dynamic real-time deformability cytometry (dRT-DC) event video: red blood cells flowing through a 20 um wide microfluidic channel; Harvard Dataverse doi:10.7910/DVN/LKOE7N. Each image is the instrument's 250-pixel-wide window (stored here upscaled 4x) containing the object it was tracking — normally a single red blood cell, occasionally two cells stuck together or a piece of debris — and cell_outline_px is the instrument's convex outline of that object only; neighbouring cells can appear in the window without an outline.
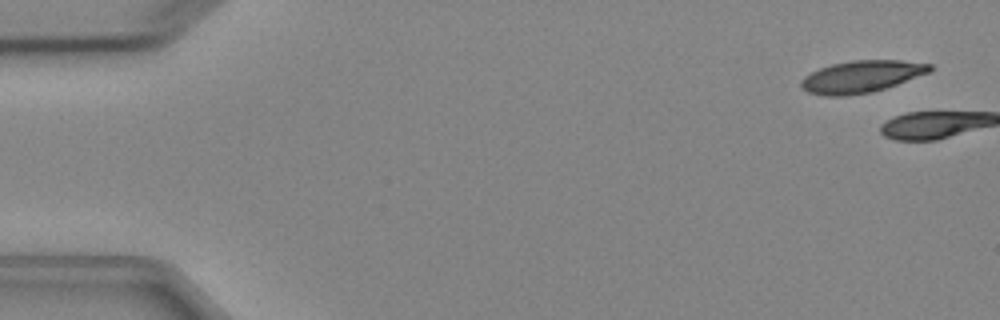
{"species": "Egyptian fruit bat (a non-hibernating species)", "species_latin": "Rousettus aegyptiacus", "temperature_condition": "cold", "stored_images_in_passage": 4, "camera_frame_rate_fps": 3000, "um_per_image_px": 0.085, "animal": {"sex": "female"}, "frame": {"image": 1, "passage_image": 1, "time_ms": 0.0, "image_size_px": [1000, 320], "cell_outline_px": [[932, 72], [872, 92], [848, 96], [824, 96], [808, 92], [800, 88], [800, 80], [804, 76], [820, 68], [832, 64], [852, 60], [900, 60], [932, 64]], "centroid_in_image_um": [73.21, 6.51], "position_along_channel_um": 11.8, "area_um2": 24.16}}